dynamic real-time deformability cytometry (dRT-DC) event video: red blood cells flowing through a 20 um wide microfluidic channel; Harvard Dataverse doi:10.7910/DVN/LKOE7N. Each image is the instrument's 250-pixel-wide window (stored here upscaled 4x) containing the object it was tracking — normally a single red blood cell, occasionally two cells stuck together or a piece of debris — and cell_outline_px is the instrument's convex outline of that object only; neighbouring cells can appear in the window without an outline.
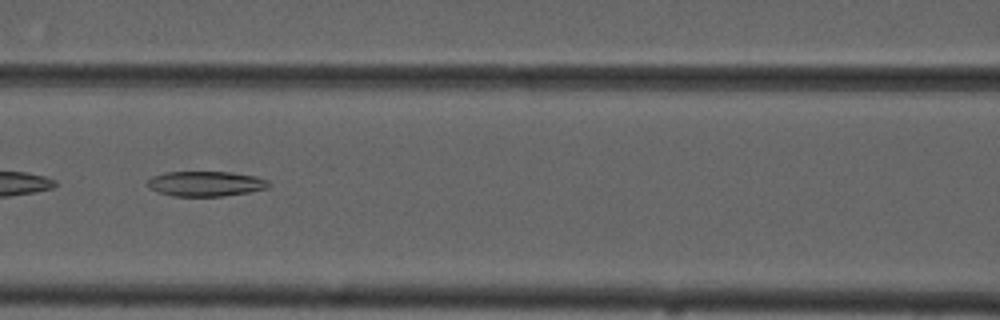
{"species": "common noctule bat (a hibernating species)", "species_latin": "Nyctalus noctula", "temperature_condition": "cold", "stored_images_in_passage": 7, "camera_frame_rate_fps": 3000, "um_per_image_px": 0.085, "animal": {"sex": "male", "forearm_length_mm": 52.5}, "frame": {"image": 1, "passage_image": 6, "time_ms": 5.667, "image_size_px": [1000, 320], "cell_outline_px": [[268, 188], [248, 192], [224, 196], [172, 196], [160, 192], [152, 188], [148, 184], [148, 180], [152, 176], [164, 172], [232, 172], [256, 176], [268, 180]], "centroid_in_image_um": [17.51, 15.61], "position_along_channel_um": 149.1, "area_um2": 17.57}}
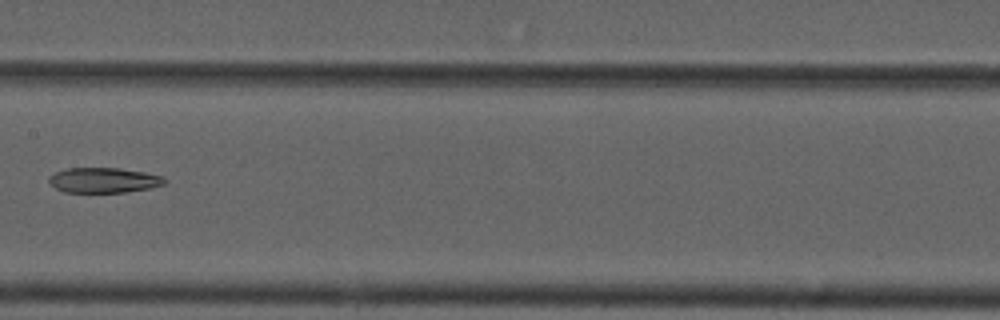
{"frame": {"image": 2, "passage_image": 7, "time_ms": 7.0, "image_size_px": [1000, 320], "cell_outline_px": [[168, 180], [164, 184], [148, 188], [124, 192], [64, 192], [48, 184], [48, 176], [56, 172], [68, 168], [120, 168], [144, 172], [164, 176]], "centroid_in_image_um": [8.8, 15.31], "position_along_channel_um": 198.6, "area_um2": 16.99}}